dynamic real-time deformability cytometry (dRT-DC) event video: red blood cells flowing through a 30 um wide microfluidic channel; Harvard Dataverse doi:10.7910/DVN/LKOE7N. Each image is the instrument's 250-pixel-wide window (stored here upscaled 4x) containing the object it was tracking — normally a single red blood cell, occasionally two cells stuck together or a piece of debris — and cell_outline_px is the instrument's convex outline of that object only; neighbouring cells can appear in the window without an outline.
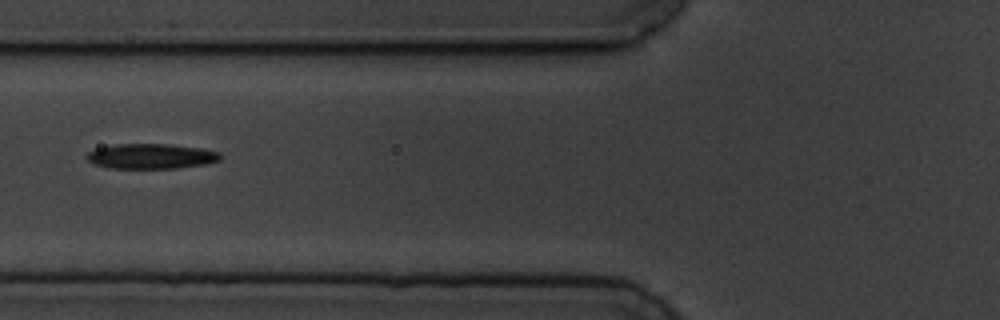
{"species": "common noctule bat (a hibernating species)", "species_latin": "Nyctalus noctula", "temperature_condition": "cold", "stored_images_in_passage": 5, "camera_frame_rate_fps": 3000, "um_per_image_px": 0.085, "animal": {"sex": "male", "body_mass_g": 19.5, "forearm_length_mm": 54.6}, "frame": {"image": 1, "passage_image": 3, "time_ms": 2.333, "image_size_px": [1000, 320], "cell_outline_px": [[220, 160], [208, 164], [176, 168], [108, 168], [92, 164], [84, 156], [88, 152], [96, 148], [116, 144], [168, 144], [200, 148], [220, 152]], "centroid_in_image_um": [12.81, 13.28], "position_along_channel_um": 113.0, "area_um2": 19.65}}
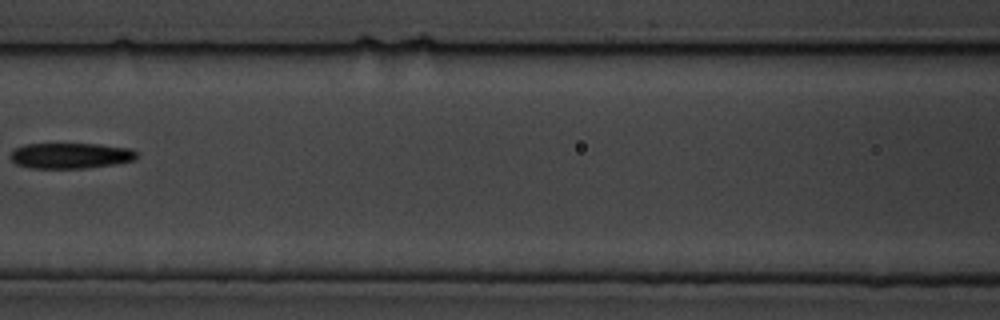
{"frame": {"image": 2, "passage_image": 4, "time_ms": 3.667, "image_size_px": [1000, 320], "cell_outline_px": [[140, 156], [132, 160], [116, 164], [88, 168], [32, 168], [16, 164], [12, 160], [12, 152], [16, 148], [24, 144], [100, 144], [132, 148]], "centroid_in_image_um": [6.06, 13.23], "position_along_channel_um": 160.5, "area_um2": 18.9}}
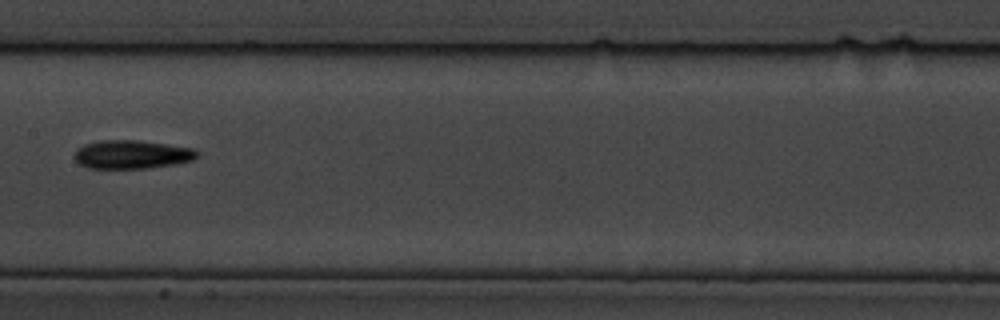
{"frame": {"image": 3, "passage_image": 5, "time_ms": 4.667, "image_size_px": [1000, 320], "cell_outline_px": [[200, 152], [192, 160], [176, 164], [148, 168], [88, 168], [80, 164], [72, 156], [76, 148], [84, 144], [100, 140], [136, 140], [168, 144], [196, 148]], "centroid_in_image_um": [11.2, 13.12], "position_along_channel_um": 196.2, "area_um2": 20.63}}